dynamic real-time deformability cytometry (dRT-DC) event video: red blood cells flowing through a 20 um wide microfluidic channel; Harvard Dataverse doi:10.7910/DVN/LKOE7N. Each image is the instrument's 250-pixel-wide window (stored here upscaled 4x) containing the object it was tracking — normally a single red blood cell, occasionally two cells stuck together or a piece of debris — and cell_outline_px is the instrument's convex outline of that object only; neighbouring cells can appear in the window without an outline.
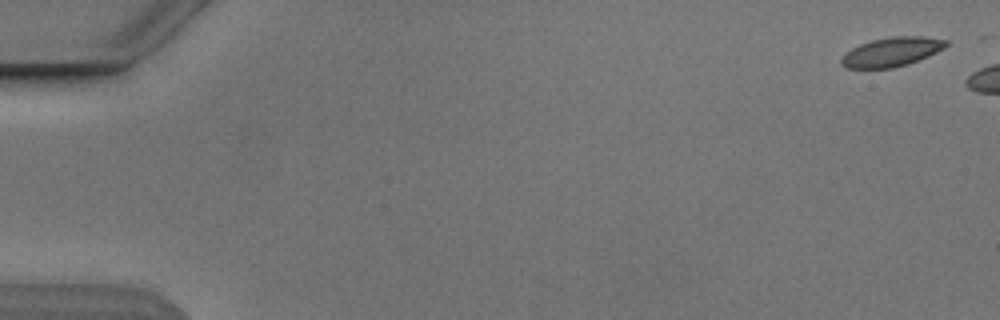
{"species": "Egyptian fruit bat (a non-hibernating species)", "species_latin": "Rousettus aegyptiacus", "temperature_condition": "cold", "stored_images_in_passage": 7, "camera_frame_rate_fps": 3000, "um_per_image_px": 0.085, "animal": {"sex": "male"}, "frame": {"image": 1, "passage_image": 1, "time_ms": 0.0, "image_size_px": [1000, 320], "cell_outline_px": [[948, 44], [944, 48], [928, 56], [908, 64], [892, 68], [848, 68], [840, 64], [840, 60], [852, 48], [860, 44], [872, 40], [892, 36], [924, 36], [948, 40]], "centroid_in_image_um": [75.82, 4.4], "position_along_channel_um": 9.2, "area_um2": 17.69}}
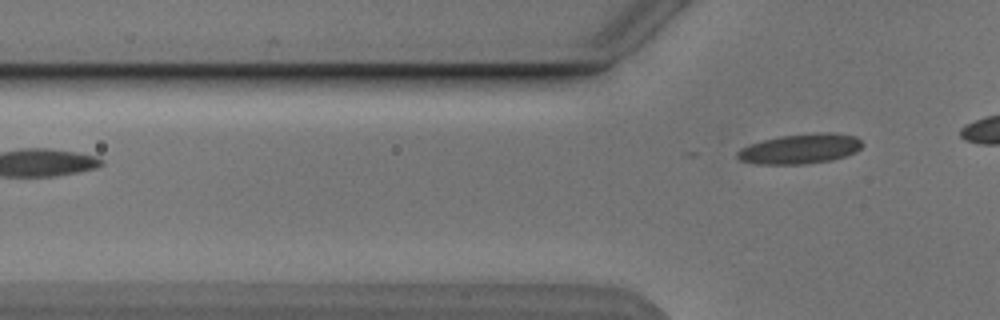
{"frame": {"image": 2, "passage_image": 7, "time_ms": 7.0, "image_size_px": [1000, 320], "cell_outline_px": [[864, 144], [856, 152], [832, 160], [804, 164], [756, 164], [740, 160], [736, 156], [736, 152], [740, 148], [764, 140], [780, 136], [820, 132], [832, 132], [856, 136]], "centroid_in_image_um": [68.03, 12.65], "position_along_channel_um": 57.8, "area_um2": 21.79}}